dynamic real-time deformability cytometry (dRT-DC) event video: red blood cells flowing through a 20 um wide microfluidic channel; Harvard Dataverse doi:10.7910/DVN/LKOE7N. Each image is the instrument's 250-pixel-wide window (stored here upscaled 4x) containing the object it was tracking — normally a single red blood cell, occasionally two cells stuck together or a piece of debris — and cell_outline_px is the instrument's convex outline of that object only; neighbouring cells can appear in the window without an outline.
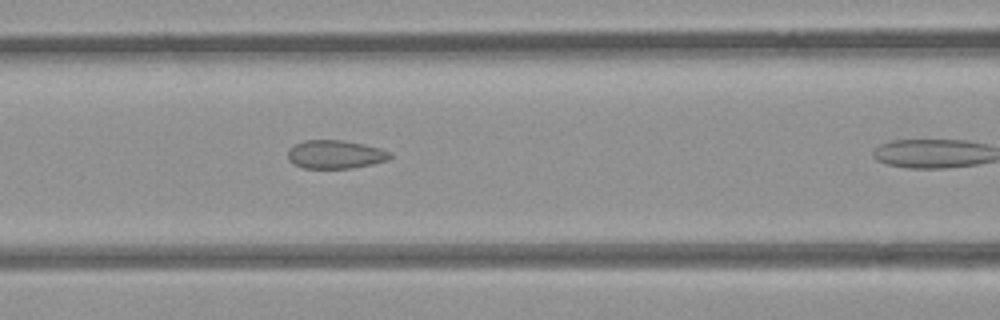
{"species": "common noctule bat (a hibernating species)", "species_latin": "Nyctalus noctula", "temperature_condition": "room temperature", "stored_images_in_passage": 11, "camera_frame_rate_fps": 3000, "um_per_image_px": 0.085, "animal": {"sex": "female", "body_mass_g": 21.9}, "frame": {"image": 1, "passage_image": 10, "time_ms": 3.0, "image_size_px": [1000, 320], "cell_outline_px": [[392, 156], [388, 160], [372, 164], [352, 168], [304, 168], [292, 164], [288, 160], [288, 152], [296, 144], [304, 140], [344, 140], [364, 144], [380, 148], [392, 152]], "centroid_in_image_um": [28.53, 13.13], "position_along_channel_um": 138.1, "area_um2": 16.99}}